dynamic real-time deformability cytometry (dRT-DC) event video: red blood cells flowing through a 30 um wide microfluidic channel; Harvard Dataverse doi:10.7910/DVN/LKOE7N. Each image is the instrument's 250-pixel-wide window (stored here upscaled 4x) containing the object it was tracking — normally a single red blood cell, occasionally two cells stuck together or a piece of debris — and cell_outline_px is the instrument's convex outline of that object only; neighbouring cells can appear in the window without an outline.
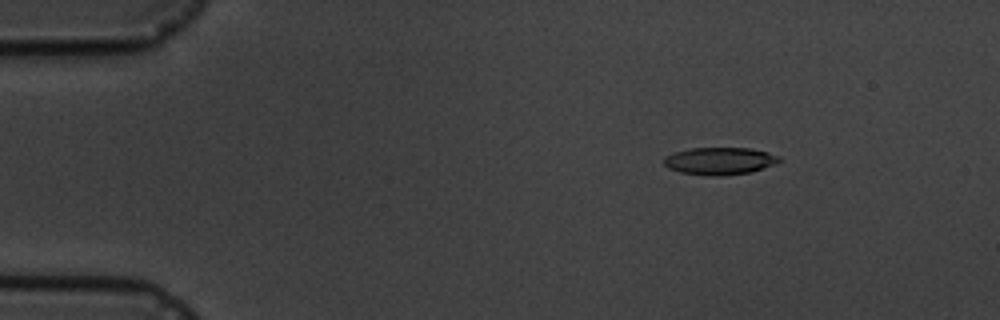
{"species": "common noctule bat (a hibernating species)", "species_latin": "Nyctalus noctula", "temperature_condition": "cold", "stored_images_in_passage": 17, "camera_frame_rate_fps": 3000, "um_per_image_px": 0.085, "animal": {"sex": "male", "body_mass_g": 19.5, "forearm_length_mm": 54.6}, "frame": {"image": 1, "passage_image": 3, "time_ms": 2.333, "image_size_px": [1000, 320], "cell_outline_px": [[780, 160], [776, 164], [752, 172], [720, 176], [708, 176], [680, 172], [668, 168], [664, 164], [664, 156], [672, 152], [688, 148], [748, 148], [768, 152], [780, 156]], "centroid_in_image_um": [61.15, 13.68], "position_along_channel_um": 23.8, "area_um2": 18.61}}
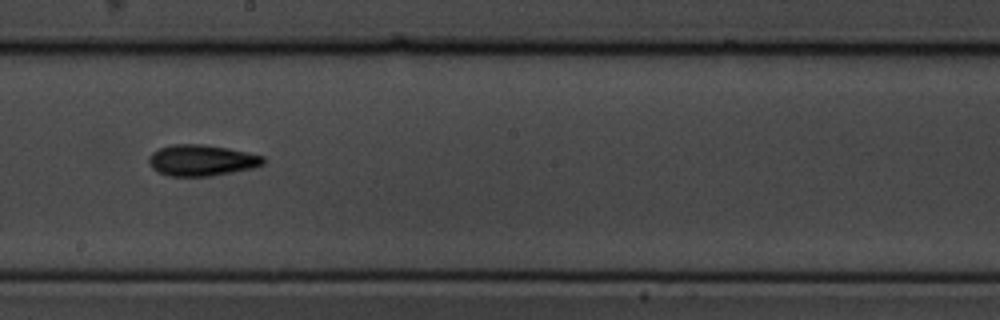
{"frame": {"image": 2, "passage_image": 10, "time_ms": 10.333, "image_size_px": [1000, 320], "cell_outline_px": [[264, 164], [252, 168], [208, 176], [168, 176], [152, 168], [148, 164], [148, 156], [152, 152], [160, 148], [172, 144], [204, 144], [228, 148], [264, 156]], "centroid_in_image_um": [17.1, 13.62], "position_along_channel_um": 231.1, "area_um2": 20.69}}
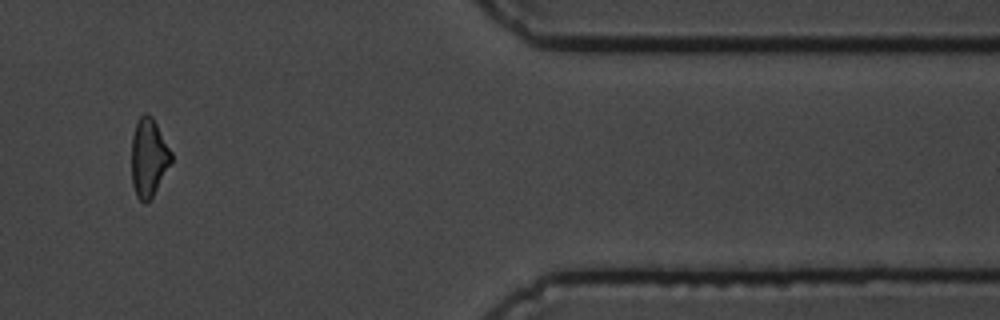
{"frame": {"image": 3, "passage_image": 15, "time_ms": 16.0, "image_size_px": [1000, 320], "cell_outline_px": [[172, 160], [152, 196], [144, 204], [136, 196], [132, 184], [132, 136], [136, 124], [140, 116], [144, 112], [148, 112], [152, 116], [172, 152]], "centroid_in_image_um": [12.63, 13.36], "position_along_channel_um": 398.8, "area_um2": 17.92}, "authors_computed_cell_mechanics": {"area_um2": 19.363, "velocity_mm_per_s": 3.5278, "shape_relaxation_time_tau1_ms": 2.8852, "shape_relaxation_time_tau2_ms": 4.3166, "deformation_change_tau1": 0.0951, "deformation_change_tau2": 0.123}}